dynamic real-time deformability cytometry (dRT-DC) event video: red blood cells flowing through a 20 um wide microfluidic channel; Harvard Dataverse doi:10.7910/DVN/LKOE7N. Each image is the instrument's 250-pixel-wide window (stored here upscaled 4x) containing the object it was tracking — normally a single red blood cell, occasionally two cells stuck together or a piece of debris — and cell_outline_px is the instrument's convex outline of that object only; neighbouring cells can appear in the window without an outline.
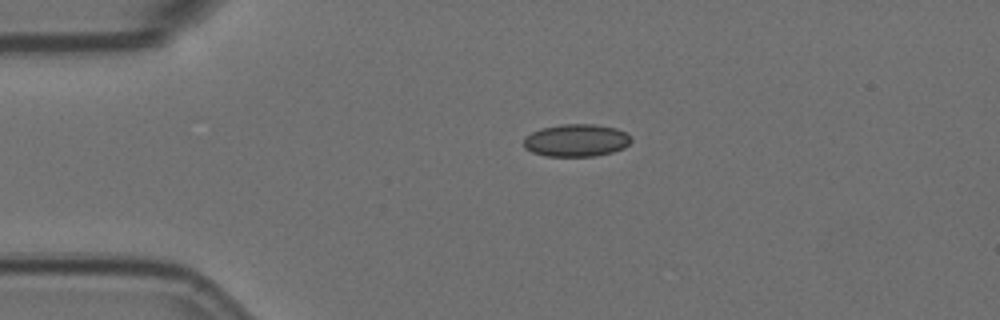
{"species": "Egyptian fruit bat (a non-hibernating species)", "species_latin": "Rousettus aegyptiacus", "temperature_condition": "room temperature", "stored_images_in_passage": 4, "camera_frame_rate_fps": 3000, "um_per_image_px": 0.085, "animal": {"sex": "female"}, "frame": {"image": 1, "passage_image": 3, "time_ms": 0.667, "image_size_px": [1000, 320], "cell_outline_px": [[632, 140], [624, 148], [612, 152], [596, 156], [544, 156], [532, 152], [524, 148], [524, 136], [540, 128], [560, 124], [596, 124], [616, 128], [632, 136]], "centroid_in_image_um": [48.97, 11.93], "position_along_channel_um": 36.0, "area_um2": 20.58}}